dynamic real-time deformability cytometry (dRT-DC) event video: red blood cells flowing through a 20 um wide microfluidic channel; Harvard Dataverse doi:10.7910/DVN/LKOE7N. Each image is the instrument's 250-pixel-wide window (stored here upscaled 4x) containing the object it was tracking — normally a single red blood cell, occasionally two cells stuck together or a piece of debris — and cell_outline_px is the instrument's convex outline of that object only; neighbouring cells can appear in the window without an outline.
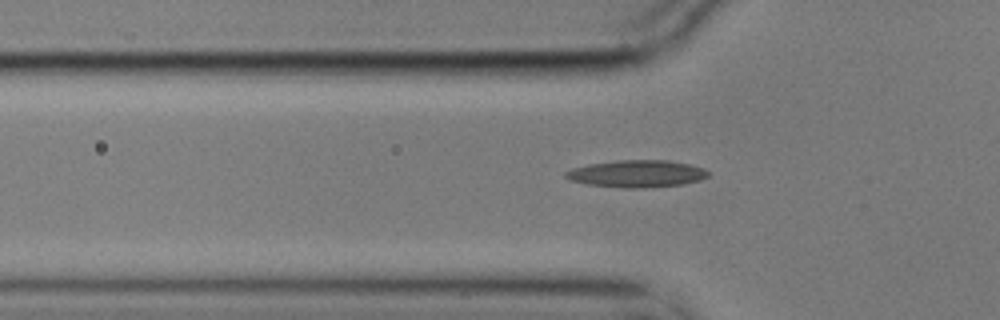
{"species": "common noctule bat (a hibernating species)", "species_latin": "Nyctalus noctula", "temperature_condition": "cold", "stored_images_in_passage": 42, "camera_frame_rate_fps": 3000, "um_per_image_px": 0.085, "animal": {"sex": "male", "body_mass_g": 17.9}, "frame": {"image": 1, "passage_image": 4, "time_ms": 1.0, "image_size_px": [1000, 320], "cell_outline_px": [[708, 176], [700, 180], [680, 184], [636, 188], [628, 188], [588, 184], [568, 180], [564, 176], [564, 172], [572, 168], [588, 164], [616, 160], [668, 160], [688, 164], [704, 168], [708, 172]], "centroid_in_image_um": [54.08, 14.75], "position_along_channel_um": 71.7, "area_um2": 22.37}}
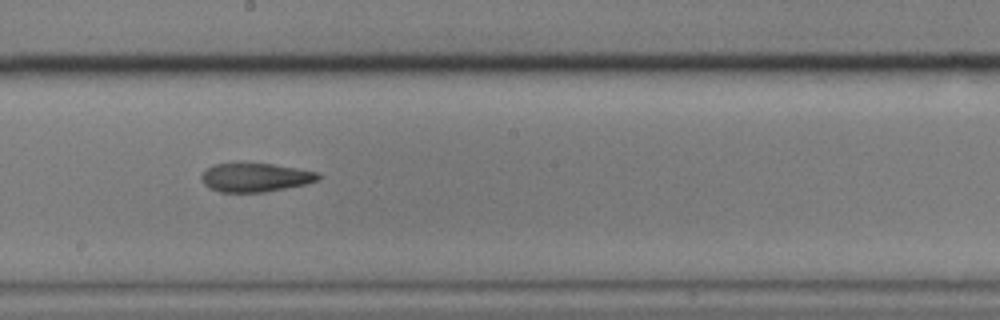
{"frame": {"image": 2, "passage_image": 17, "time_ms": 5.333, "image_size_px": [1000, 320], "cell_outline_px": [[320, 180], [304, 184], [264, 192], [220, 192], [208, 188], [200, 180], [200, 176], [212, 164], [272, 164], [320, 172]], "centroid_in_image_um": [21.69, 15.09], "position_along_channel_um": 226.5, "area_um2": 19.42}}
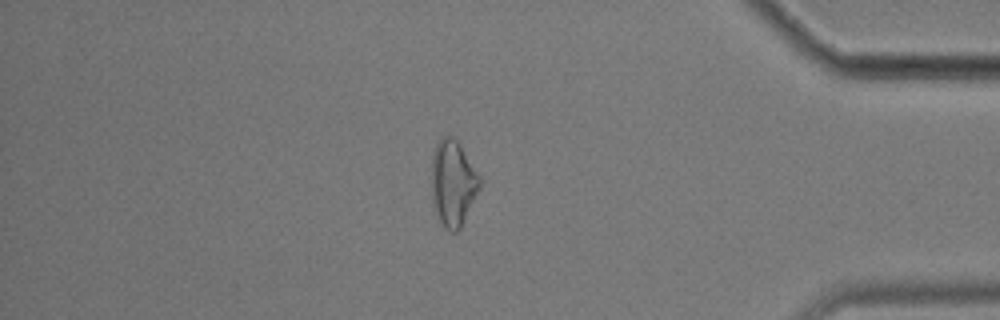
{"frame": {"image": 3, "passage_image": 34, "time_ms": 11.0, "image_size_px": [1000, 320], "cell_outline_px": [[480, 188], [460, 228], [456, 232], [448, 232], [444, 228], [440, 220], [432, 200], [432, 156], [436, 144], [444, 136], [452, 136], [460, 144], [480, 176]], "centroid_in_image_um": [38.5, 15.57], "position_along_channel_um": 396.7, "area_um2": 23.87}}